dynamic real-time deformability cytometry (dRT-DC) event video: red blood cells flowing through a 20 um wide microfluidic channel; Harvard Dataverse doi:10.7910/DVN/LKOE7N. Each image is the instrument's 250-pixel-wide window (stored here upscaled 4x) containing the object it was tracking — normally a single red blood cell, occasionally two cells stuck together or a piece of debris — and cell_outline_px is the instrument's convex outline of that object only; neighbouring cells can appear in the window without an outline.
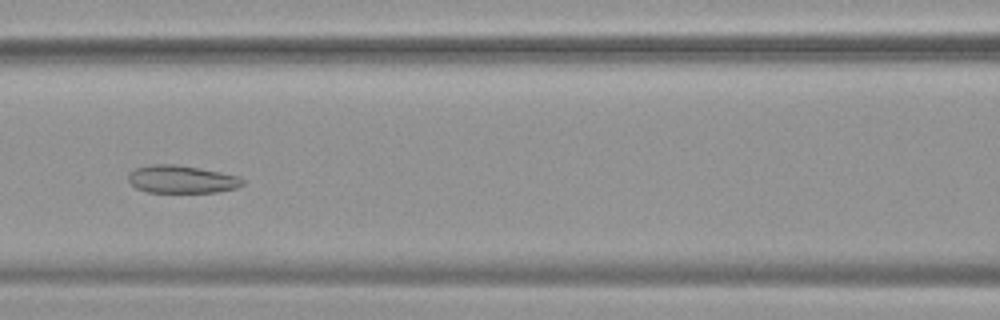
{"species": "common noctule bat (a hibernating species)", "species_latin": "Nyctalus noctula", "temperature_condition": "warm", "stored_images_in_passage": 32, "camera_frame_rate_fps": 3000, "um_per_image_px": 0.085, "animal": {"sex": "female", "body_mass_g": 19.9}, "frame": {"image": 1, "passage_image": 10, "time_ms": 3.0, "image_size_px": [1000, 320], "cell_outline_px": [[244, 184], [236, 188], [216, 192], [148, 192], [136, 188], [128, 180], [128, 172], [136, 168], [152, 164], [176, 164], [200, 168], [240, 176], [244, 180]], "centroid_in_image_um": [15.44, 15.23], "position_along_channel_um": 151.2, "area_um2": 18.55}}
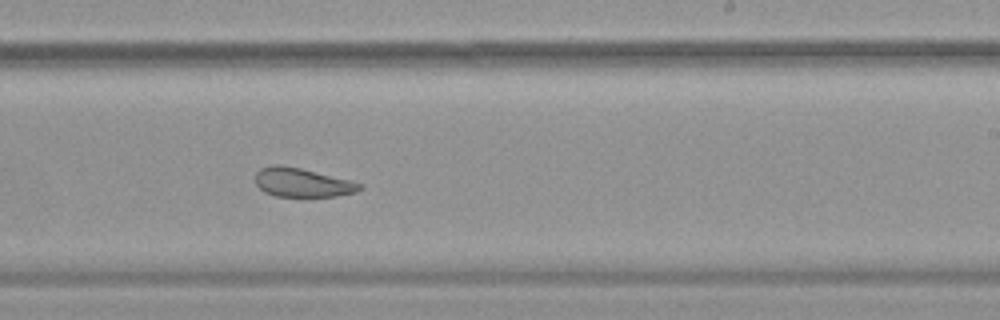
{"frame": {"image": 2, "passage_image": 19, "time_ms": 6.0, "image_size_px": [1000, 320], "cell_outline_px": [[364, 188], [356, 192], [336, 196], [304, 200], [276, 196], [264, 192], [256, 184], [256, 172], [260, 168], [272, 164], [280, 164], [300, 168], [364, 184]], "centroid_in_image_um": [25.69, 15.57], "position_along_channel_um": 263.3, "area_um2": 18.38}}
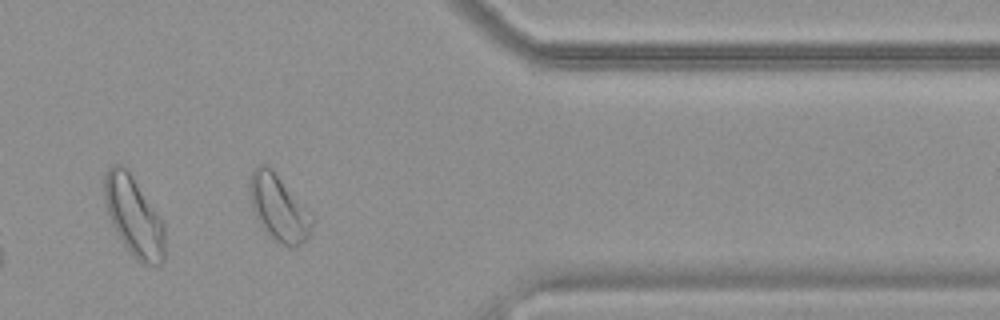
{"frame": {"image": 3, "passage_image": 30, "time_ms": 9.667, "image_size_px": [1000, 320], "cell_outline_px": [[312, 224], [308, 236], [300, 244], [292, 248], [288, 248], [264, 232], [252, 208], [248, 192], [248, 184], [252, 172], [256, 164], [268, 164], [272, 168], [312, 212]], "centroid_in_image_um": [23.67, 17.63], "position_along_channel_um": 387.7, "area_um2": 24.45}, "authors_computed_cell_mechanics": {"area_um2": 19.1607, "velocity_mm_per_s": 3.7626, "shape_relaxation_time_tau1_ms": null, "shape_relaxation_time_tau2_ms": 2.2164, "deformation_change_tau1": null, "deformation_change_tau2": 0.0972}}